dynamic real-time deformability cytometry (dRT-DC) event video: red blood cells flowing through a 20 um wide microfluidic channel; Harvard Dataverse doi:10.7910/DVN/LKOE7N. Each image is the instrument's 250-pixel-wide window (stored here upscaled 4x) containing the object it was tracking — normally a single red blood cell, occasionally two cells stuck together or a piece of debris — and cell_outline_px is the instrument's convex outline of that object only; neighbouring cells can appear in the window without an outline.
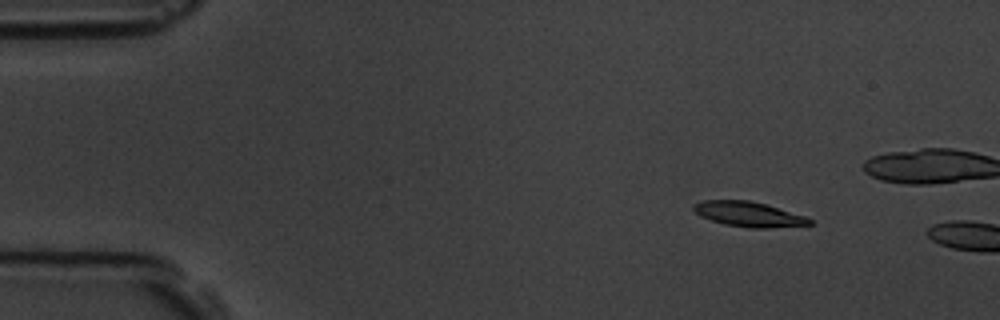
{"species": "common noctule bat (a hibernating species)", "species_latin": "Nyctalus noctula", "temperature_condition": "room temperature", "stored_images_in_passage": 2, "camera_frame_rate_fps": 3000, "um_per_image_px": 0.085, "animal": {"sex": "male", "body_mass_g": 19.5, "forearm_length_mm": 54.6}, "frame": {"image": 1, "passage_image": 1, "time_ms": 0.0, "image_size_px": [1000, 320], "cell_outline_px": [[812, 224], [768, 228], [748, 228], [724, 224], [700, 216], [692, 208], [692, 204], [704, 200], [748, 200], [764, 204], [804, 216], [812, 220]], "centroid_in_image_um": [63.58, 18.21], "position_along_channel_um": 21.4, "area_um2": 16.65}}